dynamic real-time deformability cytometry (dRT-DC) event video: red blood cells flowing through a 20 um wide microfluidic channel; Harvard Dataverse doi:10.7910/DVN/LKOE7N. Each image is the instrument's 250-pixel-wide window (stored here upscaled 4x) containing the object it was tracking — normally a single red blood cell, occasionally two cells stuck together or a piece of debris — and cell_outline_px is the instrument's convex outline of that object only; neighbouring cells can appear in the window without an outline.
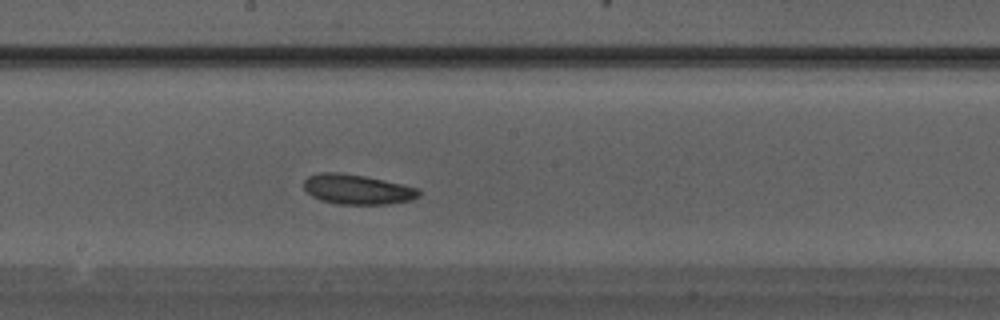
{"species": "Egyptian fruit bat (a non-hibernating species)", "species_latin": "Rousettus aegyptiacus", "temperature_condition": "warm", "stored_images_in_passage": 28, "camera_frame_rate_fps": 3000, "um_per_image_px": 0.085, "animal": {"sex": "male"}, "frame": {"image": 1, "passage_image": 13, "time_ms": 4.0, "image_size_px": [1000, 320], "cell_outline_px": [[420, 196], [412, 200], [388, 204], [336, 204], [320, 200], [312, 196], [304, 188], [304, 180], [308, 176], [320, 172], [340, 172], [364, 176], [404, 184], [420, 188]], "centroid_in_image_um": [30.39, 16.09], "position_along_channel_um": 217.8, "area_um2": 20.23}}
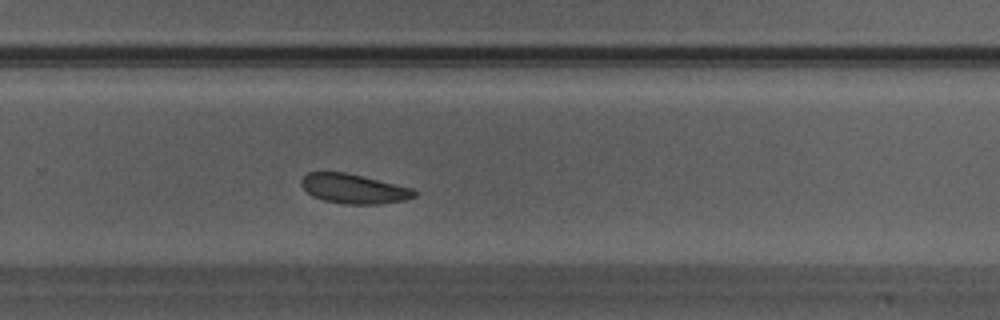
{"frame": {"image": 2, "passage_image": 17, "time_ms": 5.333, "image_size_px": [1000, 320], "cell_outline_px": [[416, 196], [404, 200], [380, 204], [344, 204], [324, 200], [312, 196], [300, 184], [300, 180], [308, 172], [344, 172], [412, 188], [416, 192]], "centroid_in_image_um": [30.05, 16.05], "position_along_channel_um": 299.8, "area_um2": 19.25}}
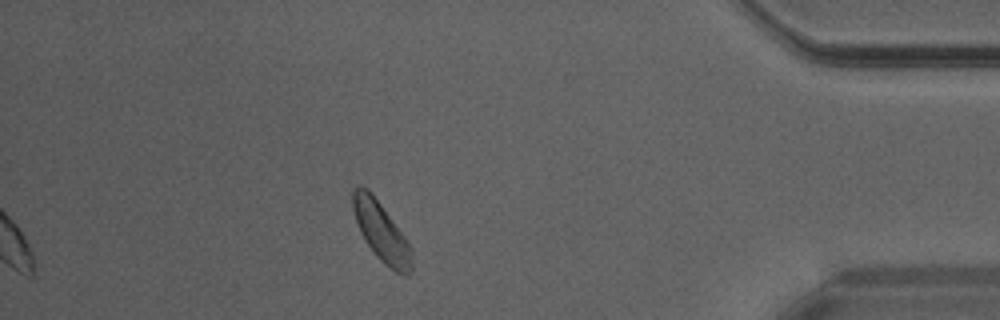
{"frame": {"image": 3, "passage_image": 24, "time_ms": 7.667, "image_size_px": [1000, 320], "cell_outline_px": [[412, 272], [408, 276], [400, 276], [384, 264], [376, 256], [360, 232], [352, 208], [352, 192], [356, 184], [360, 184], [368, 188], [404, 236], [412, 248]], "centroid_in_image_um": [32.42, 19.73], "position_along_channel_um": 402.8, "area_um2": 20.4}}